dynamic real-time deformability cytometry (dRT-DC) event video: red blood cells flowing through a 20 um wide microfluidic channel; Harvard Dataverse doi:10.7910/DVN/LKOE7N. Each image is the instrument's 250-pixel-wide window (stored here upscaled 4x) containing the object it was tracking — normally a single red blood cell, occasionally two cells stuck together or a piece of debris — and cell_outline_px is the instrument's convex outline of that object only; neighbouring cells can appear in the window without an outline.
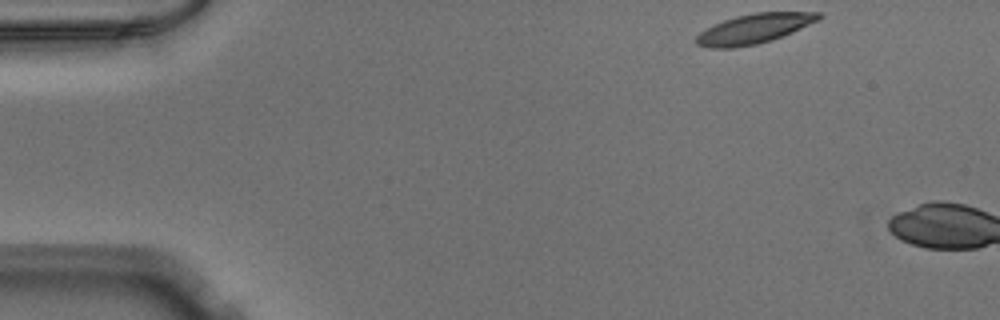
{"species": "Egyptian fruit bat (a non-hibernating species)", "species_latin": "Rousettus aegyptiacus", "temperature_condition": "warm", "stored_images_in_passage": 3, "camera_frame_rate_fps": 3000, "um_per_image_px": 0.085, "animal": {"sex": "male"}, "frame": {"image": 1, "passage_image": 1, "time_ms": 0.0, "image_size_px": [1000, 320], "cell_outline_px": [[824, 16], [820, 20], [792, 32], [772, 40], [756, 44], [732, 48], [708, 48], [696, 44], [696, 36], [700, 32], [724, 20], [736, 16], [752, 12], [820, 12]], "centroid_in_image_um": [64.13, 2.43], "position_along_channel_um": 20.9, "area_um2": 21.15}}